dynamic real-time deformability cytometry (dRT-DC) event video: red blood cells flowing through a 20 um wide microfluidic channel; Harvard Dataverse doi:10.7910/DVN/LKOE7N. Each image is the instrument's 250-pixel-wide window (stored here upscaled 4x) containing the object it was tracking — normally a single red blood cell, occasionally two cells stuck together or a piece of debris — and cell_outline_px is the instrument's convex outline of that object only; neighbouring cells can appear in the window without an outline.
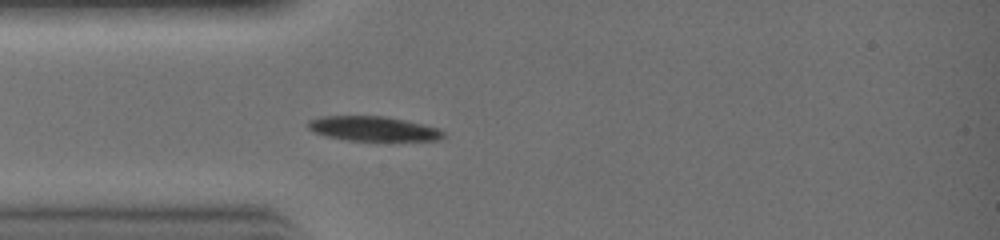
{"species": "common noctule bat (a hibernating species)", "species_latin": "Nyctalus noctula", "temperature_condition": "warm", "stored_images_in_passage": 8, "camera_frame_rate_fps": 3000, "um_per_image_px": 0.085, "animal": {"sex": "female", "body_mass_g": 19.0, "forearm_length_mm": 51.5}, "frame": {"image": 1, "passage_image": 1, "time_ms": 0.0, "image_size_px": [1000, 240], "cell_outline_px": [[448, 136], [440, 140], [348, 140], [324, 136], [308, 128], [308, 120], [320, 116], [384, 116], [408, 120], [440, 128]], "centroid_in_image_um": [31.78, 10.93], "position_along_channel_um": 53.2, "area_um2": 19.59}}